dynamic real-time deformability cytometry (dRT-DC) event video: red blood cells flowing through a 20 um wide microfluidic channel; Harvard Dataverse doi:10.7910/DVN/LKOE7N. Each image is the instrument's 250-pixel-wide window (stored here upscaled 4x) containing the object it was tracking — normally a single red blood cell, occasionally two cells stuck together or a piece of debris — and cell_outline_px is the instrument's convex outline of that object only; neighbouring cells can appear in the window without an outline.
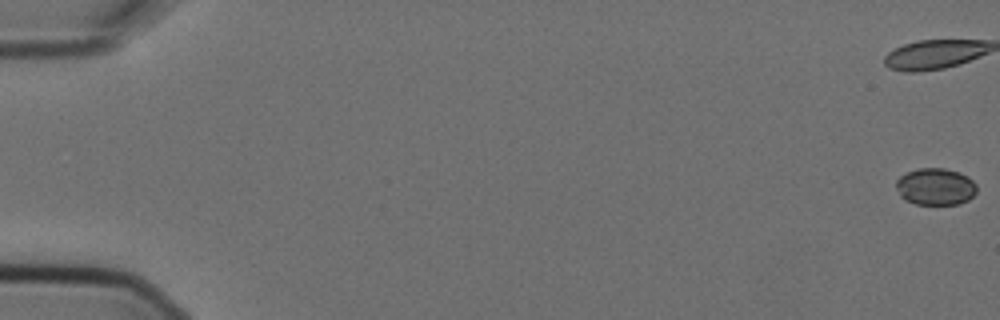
{"species": "Egyptian fruit bat (a non-hibernating species)", "species_latin": "Rousettus aegyptiacus", "temperature_condition": "cold", "stored_images_in_passage": 2, "camera_frame_rate_fps": 3000, "um_per_image_px": 0.085, "animal": {"sex": "female"}, "frame": {"image": 1, "passage_image": 1, "time_ms": 0.0, "image_size_px": [1000, 320], "cell_outline_px": [[976, 192], [968, 200], [960, 204], [916, 204], [904, 200], [900, 196], [896, 188], [896, 180], [900, 176], [916, 168], [944, 168], [960, 172], [968, 176], [976, 184]], "centroid_in_image_um": [79.51, 15.86], "position_along_channel_um": 5.5, "area_um2": 17.51}}